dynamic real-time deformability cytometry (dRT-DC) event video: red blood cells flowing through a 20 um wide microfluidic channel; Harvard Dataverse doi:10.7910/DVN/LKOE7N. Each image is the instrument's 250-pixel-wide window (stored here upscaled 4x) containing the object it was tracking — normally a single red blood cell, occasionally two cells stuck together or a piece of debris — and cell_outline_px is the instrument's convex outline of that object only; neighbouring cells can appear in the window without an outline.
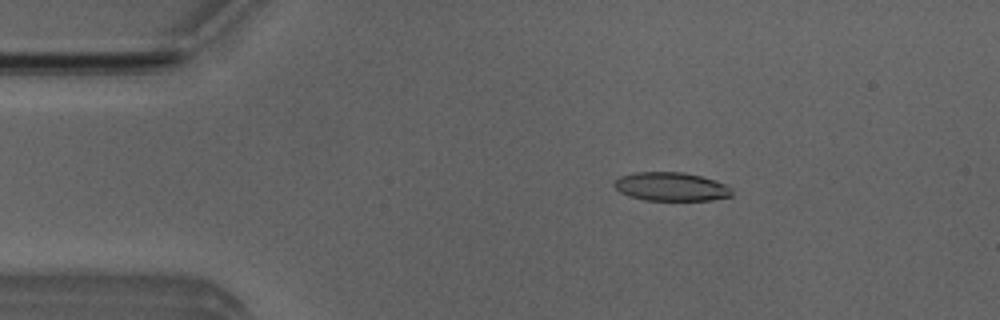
{"species": "Egyptian fruit bat (a non-hibernating species)", "species_latin": "Rousettus aegyptiacus", "temperature_condition": "room temperature", "stored_images_in_passage": 48, "camera_frame_rate_fps": 3000, "um_per_image_px": 0.085, "animal": {"sex": "male"}, "frame": {"image": 1, "passage_image": 6, "time_ms": 1.667, "image_size_px": [1000, 320], "cell_outline_px": [[732, 196], [712, 200], [644, 200], [628, 196], [620, 192], [612, 184], [620, 176], [632, 172], [684, 172], [716, 180], [732, 188]], "centroid_in_image_um": [57.03, 15.86], "position_along_channel_um": 28.0, "area_um2": 19.77}}
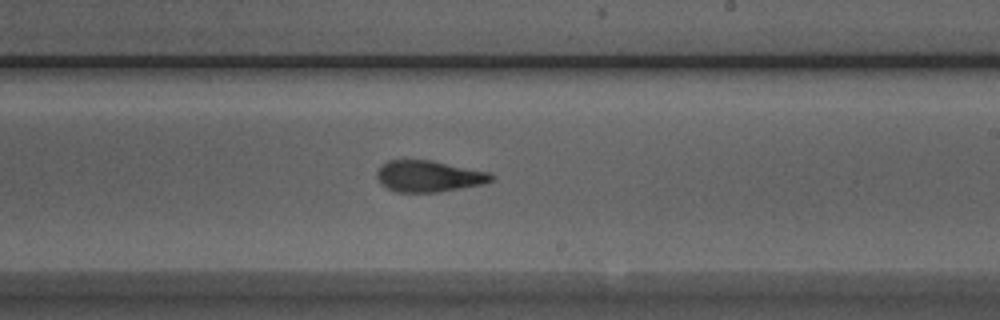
{"frame": {"image": 2, "passage_image": 27, "time_ms": 8.667, "image_size_px": [1000, 320], "cell_outline_px": [[492, 180], [484, 184], [436, 192], [396, 192], [380, 184], [376, 176], [376, 172], [388, 160], [432, 160], [488, 172], [492, 176]], "centroid_in_image_um": [36.41, 14.98], "position_along_channel_um": 252.6, "area_um2": 20.69}}
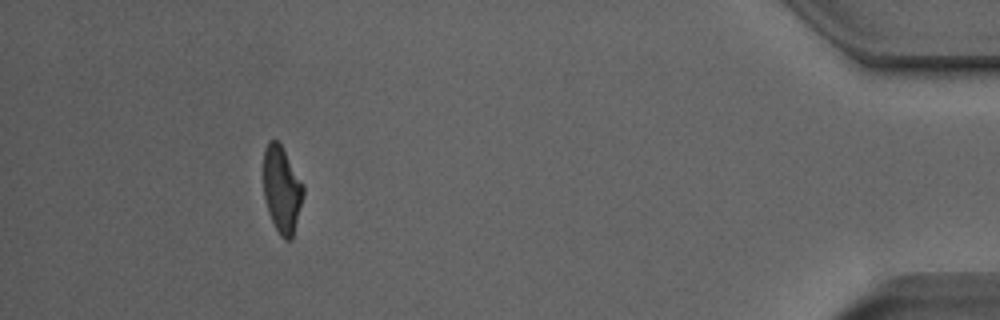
{"frame": {"image": 3, "passage_image": 44, "time_ms": 14.333, "image_size_px": [1000, 320], "cell_outline_px": [[304, 196], [292, 240], [284, 240], [280, 236], [268, 212], [264, 196], [264, 148], [268, 140], [276, 140], [280, 144], [304, 184]], "centroid_in_image_um": [23.97, 16.13], "position_along_channel_um": 411.2, "area_um2": 20.17}, "authors_computed_cell_mechanics": {"area_um2": 20.7213, "velocity_mm_per_s": 3.9772, "shape_relaxation_time_tau1_ms": 8.5127, "shape_relaxation_time_tau2_ms": 1.9903, "deformation_change_tau1": 0.2452, "deformation_change_tau2": 0.1056}}